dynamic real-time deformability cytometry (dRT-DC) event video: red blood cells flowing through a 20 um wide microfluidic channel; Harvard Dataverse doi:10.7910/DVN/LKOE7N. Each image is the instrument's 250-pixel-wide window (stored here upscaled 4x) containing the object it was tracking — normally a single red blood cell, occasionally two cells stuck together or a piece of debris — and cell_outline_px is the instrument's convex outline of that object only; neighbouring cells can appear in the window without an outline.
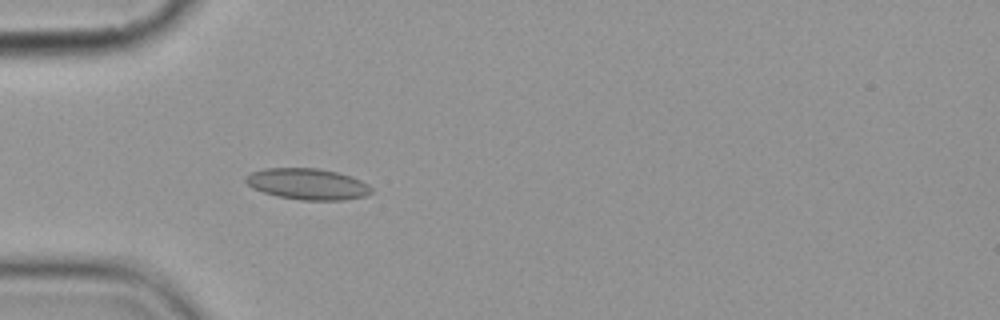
{"species": "common noctule bat (a hibernating species)", "species_latin": "Nyctalus noctula", "temperature_condition": "cold", "stored_images_in_passage": 5, "camera_frame_rate_fps": 3000, "um_per_image_px": 0.085, "animal": {"sex": "female", "body_mass_g": 19.9}, "frame": {"image": 1, "passage_image": 5, "time_ms": 5.667, "image_size_px": [1000, 320], "cell_outline_px": [[372, 192], [364, 196], [344, 200], [300, 200], [276, 196], [252, 188], [244, 180], [244, 176], [252, 172], [264, 168], [320, 168], [336, 172], [360, 180], [368, 184], [372, 188]], "centroid_in_image_um": [26.11, 15.64], "position_along_channel_um": 58.9, "area_um2": 22.83}}